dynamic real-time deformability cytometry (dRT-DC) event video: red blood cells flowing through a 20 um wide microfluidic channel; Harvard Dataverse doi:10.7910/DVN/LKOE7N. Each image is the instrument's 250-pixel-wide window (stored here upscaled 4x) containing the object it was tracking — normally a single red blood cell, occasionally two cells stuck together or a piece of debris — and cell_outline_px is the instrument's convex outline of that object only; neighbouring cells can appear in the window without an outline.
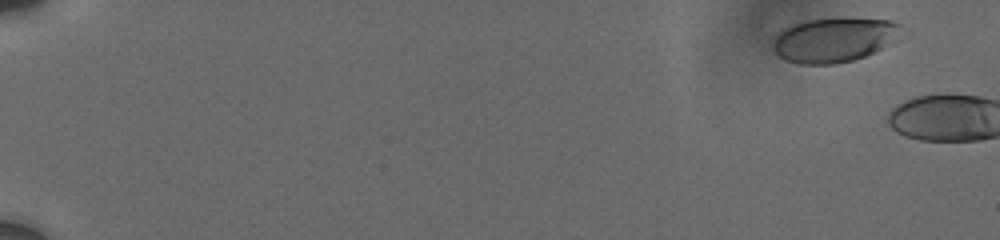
{"species": "human", "species_latin": "Homo sapiens", "temperature_condition": "cold", "stored_images_in_passage": 3, "camera_frame_rate_fps": 3000, "um_per_image_px": 0.085, "donor": {"sex": "male"}, "frame": {"image": 1, "passage_image": 2, "time_ms": 0.667, "image_size_px": [1000, 240], "cell_outline_px": [[900, 24], [884, 44], [880, 48], [864, 56], [852, 60], [836, 64], [800, 64], [784, 60], [772, 48], [776, 36], [784, 28], [792, 24], [808, 20], [844, 16], [848, 16], [892, 20]], "centroid_in_image_um": [70.77, 3.35], "position_along_channel_um": 14.2, "area_um2": 32.71}}